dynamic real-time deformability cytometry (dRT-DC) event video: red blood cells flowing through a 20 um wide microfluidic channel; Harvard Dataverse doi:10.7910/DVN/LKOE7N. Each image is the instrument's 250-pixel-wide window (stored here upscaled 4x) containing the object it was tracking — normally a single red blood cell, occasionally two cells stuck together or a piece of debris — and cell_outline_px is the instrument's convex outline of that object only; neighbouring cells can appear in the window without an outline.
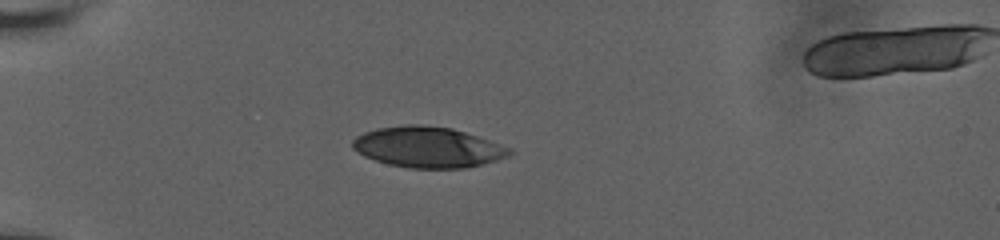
{"species": "human", "species_latin": "Homo sapiens", "temperature_condition": "room temperature", "stored_images_in_passage": 15, "segment_of_instrument_passage": [1, 2], "camera_frame_rate_fps": 3000, "um_per_image_px": 0.085, "donor": {"sex": "male"}, "frame": {"image": 1, "passage_image": 13, "time_ms": 5.667, "image_size_px": [1000, 240], "cell_outline_px": [[512, 152], [508, 156], [496, 160], [464, 168], [408, 168], [388, 164], [364, 156], [352, 148], [352, 140], [356, 136], [364, 132], [376, 128], [404, 124], [420, 124], [452, 128], [512, 148]], "centroid_in_image_um": [36.32, 12.5], "position_along_channel_um": 48.7, "area_um2": 37.17}}